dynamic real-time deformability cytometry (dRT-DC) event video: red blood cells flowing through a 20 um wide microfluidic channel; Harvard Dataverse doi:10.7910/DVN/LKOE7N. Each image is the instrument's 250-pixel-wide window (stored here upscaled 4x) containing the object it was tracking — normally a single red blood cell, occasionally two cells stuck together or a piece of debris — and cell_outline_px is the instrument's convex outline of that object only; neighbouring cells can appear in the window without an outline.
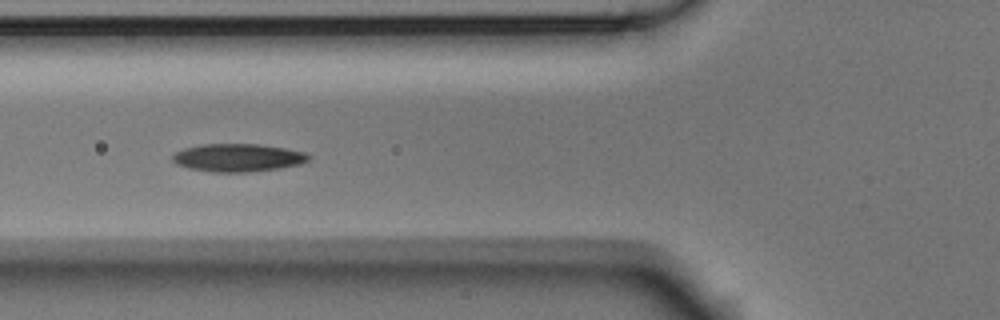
{"species": "Egyptian fruit bat (a non-hibernating species)", "species_latin": "Rousettus aegyptiacus", "temperature_condition": "room temperature", "stored_images_in_passage": 15, "camera_frame_rate_fps": 3000, "um_per_image_px": 0.085, "animal": {"sex": "male"}, "frame": {"image": 1, "passage_image": 5, "time_ms": 1.333, "image_size_px": [1000, 320], "cell_outline_px": [[312, 156], [308, 160], [300, 164], [280, 168], [248, 172], [212, 172], [188, 168], [176, 164], [172, 160], [172, 156], [176, 152], [184, 148], [200, 144], [260, 144], [284, 148], [304, 152]], "centroid_in_image_um": [20.21, 13.4], "position_along_channel_um": 105.6, "area_um2": 22.2}}
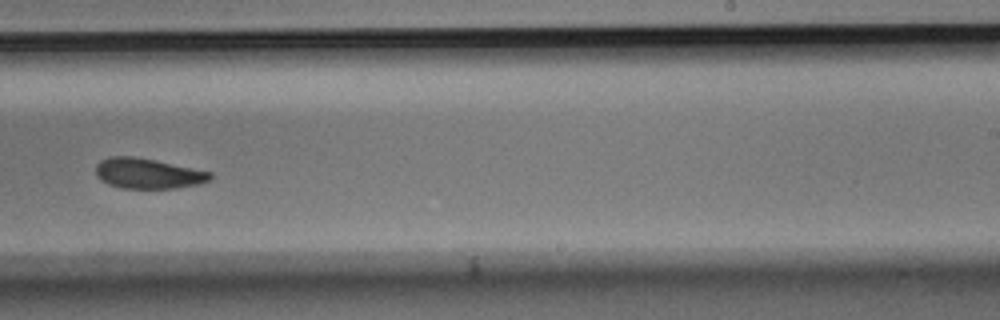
{"frame": {"image": 2, "passage_image": 9, "time_ms": 2.667, "image_size_px": [1000, 320], "cell_outline_px": [[212, 176], [208, 180], [200, 184], [176, 188], [120, 188], [108, 184], [96, 176], [96, 164], [100, 160], [112, 156], [132, 156], [212, 172]], "centroid_in_image_um": [12.54, 14.75], "position_along_channel_um": 276.5, "area_um2": 20.0}}
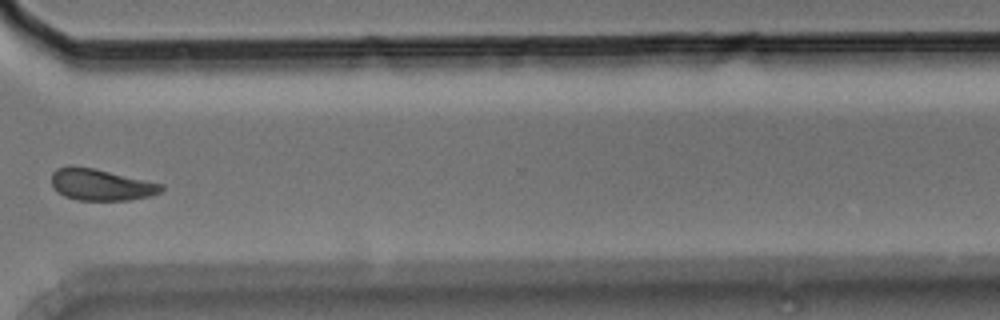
{"frame": {"image": 3, "passage_image": 11, "time_ms": 3.333, "image_size_px": [1000, 320], "cell_outline_px": [[164, 188], [160, 192], [152, 196], [128, 200], [76, 200], [64, 196], [52, 188], [52, 172], [56, 168], [68, 164], [72, 164], [92, 168], [164, 184]], "centroid_in_image_um": [8.54, 15.69], "position_along_channel_um": 362.1, "area_um2": 20.4}}